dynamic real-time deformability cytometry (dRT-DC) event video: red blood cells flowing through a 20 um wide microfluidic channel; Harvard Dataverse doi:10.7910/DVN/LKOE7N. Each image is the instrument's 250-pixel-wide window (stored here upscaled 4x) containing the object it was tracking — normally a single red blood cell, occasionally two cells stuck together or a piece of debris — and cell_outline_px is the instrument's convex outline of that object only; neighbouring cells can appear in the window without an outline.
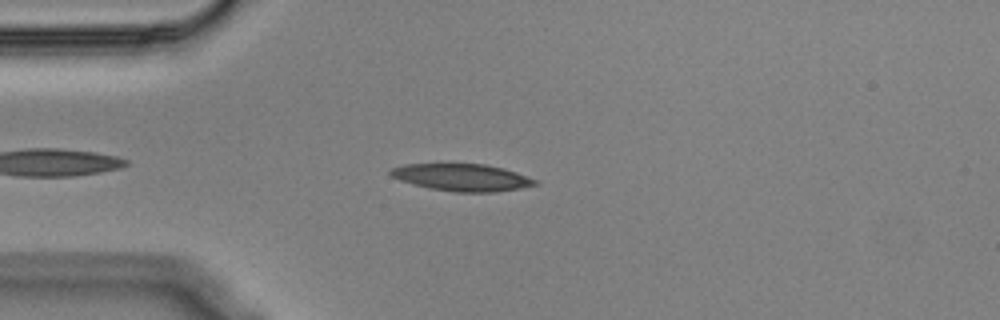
{"species": "Egyptian fruit bat (a non-hibernating species)", "species_latin": "Rousettus aegyptiacus", "temperature_condition": "cold", "stored_images_in_passage": 47, "camera_frame_rate_fps": 3000, "um_per_image_px": 0.085, "animal": {"sex": "male"}, "frame": {"image": 1, "passage_image": 6, "time_ms": 1.667, "image_size_px": [1000, 320], "cell_outline_px": [[540, 184], [520, 188], [496, 192], [456, 192], [428, 188], [412, 184], [400, 180], [392, 176], [388, 172], [392, 168], [404, 164], [484, 164], [504, 168], [540, 180]], "centroid_in_image_um": [39.32, 15.08], "position_along_channel_um": 45.7, "area_um2": 23.0}}
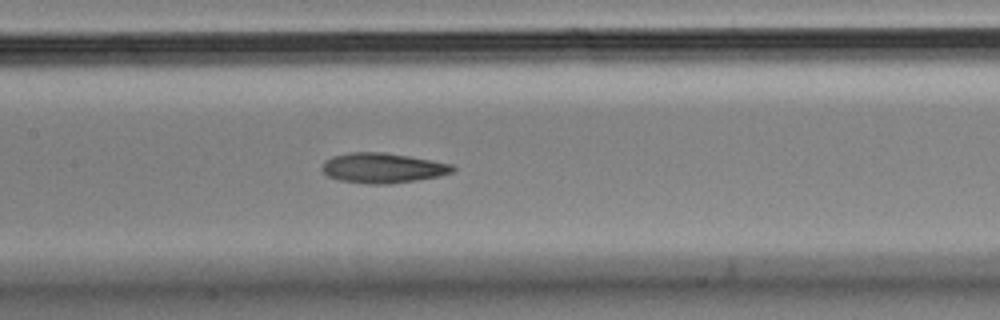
{"frame": {"image": 2, "passage_image": 18, "time_ms": 5.667, "image_size_px": [1000, 320], "cell_outline_px": [[456, 168], [452, 172], [440, 176], [416, 180], [388, 184], [368, 184], [340, 180], [328, 176], [320, 168], [324, 160], [332, 156], [352, 152], [384, 152], [432, 160], [452, 164]], "centroid_in_image_um": [32.51, 14.27], "position_along_channel_um": 174.9, "area_um2": 22.89}}
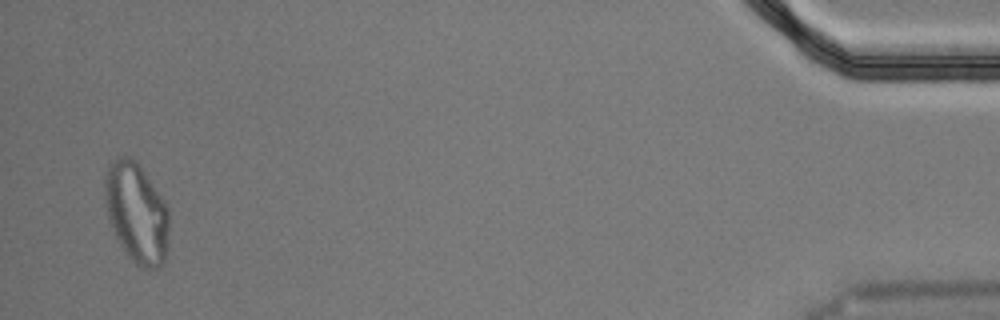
{"frame": {"image": 3, "passage_image": 46, "time_ms": 15.0, "image_size_px": [1000, 320], "cell_outline_px": [[168, 228], [164, 260], [156, 268], [144, 268], [136, 264], [128, 256], [116, 236], [108, 216], [104, 192], [104, 176], [108, 164], [116, 156], [132, 156], [144, 172], [164, 200], [168, 208]], "centroid_in_image_um": [11.58, 18.02], "position_along_channel_um": 423.6, "area_um2": 37.05}, "authors_computed_cell_mechanics": {"area_um2": 23.0044, "velocity_mm_per_s": 3.5744, "shape_relaxation_time_tau1_ms": null, "shape_relaxation_time_tau2_ms": 5.9036, "deformation_change_tau1": null, "deformation_change_tau2": 0.1552}}